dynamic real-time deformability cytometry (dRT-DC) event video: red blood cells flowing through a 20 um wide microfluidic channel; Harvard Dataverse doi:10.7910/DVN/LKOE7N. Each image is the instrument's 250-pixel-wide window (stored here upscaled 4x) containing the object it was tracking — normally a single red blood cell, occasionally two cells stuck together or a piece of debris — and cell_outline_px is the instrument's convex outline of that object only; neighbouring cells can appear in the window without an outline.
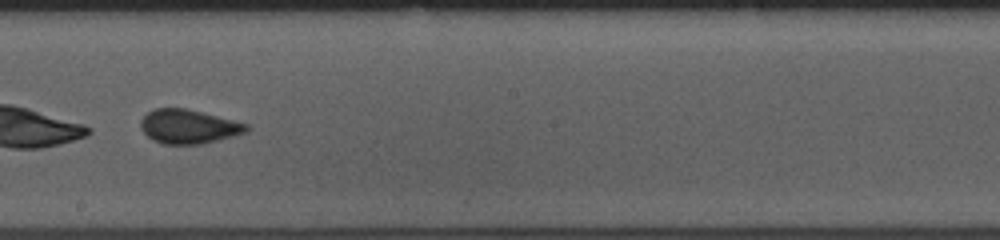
{"species": "common noctule bat (a hibernating species)", "species_latin": "Nyctalus noctula", "temperature_condition": "room temperature", "stored_images_in_passage": 47, "camera_frame_rate_fps": 3000, "um_per_image_px": 0.085, "animal": {"sex": "female", "body_mass_g": 10.0, "forearm_length_mm": 53.1}, "frame": {"image": 1, "passage_image": 28, "time_ms": 9.0, "image_size_px": [1000, 240], "cell_outline_px": [[248, 132], [200, 144], [164, 144], [152, 140], [140, 128], [140, 120], [152, 108], [184, 108], [248, 124]], "centroid_in_image_um": [15.98, 10.76], "position_along_channel_um": 232.2, "area_um2": 20.75}}
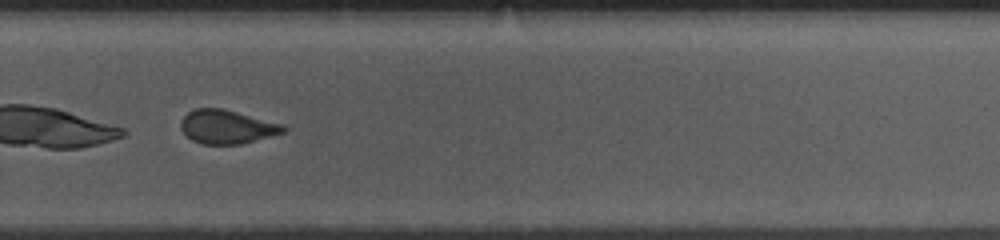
{"frame": {"image": 2, "passage_image": 34, "time_ms": 11.0, "image_size_px": [1000, 240], "cell_outline_px": [[288, 128], [284, 132], [240, 144], [200, 144], [192, 140], [180, 128], [180, 120], [188, 112], [196, 108], [224, 108], [284, 124]], "centroid_in_image_um": [19.29, 10.76], "position_along_channel_um": 310.5, "area_um2": 20.23}, "authors_computed_cell_mechanics": {"area_um2": 21.8484, "velocity_mm_per_s": 3.9363, "shape_relaxation_time_tau1_ms": null, "shape_relaxation_time_tau2_ms": 1.0031, "deformation_change_tau1": null, "deformation_change_tau2": 0.0876}}